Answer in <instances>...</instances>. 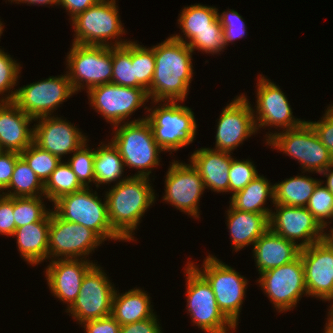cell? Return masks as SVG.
Masks as SVG:
<instances>
[{
  "instance_id": "3957f363",
  "label": "cell",
  "mask_w": 333,
  "mask_h": 333,
  "mask_svg": "<svg viewBox=\"0 0 333 333\" xmlns=\"http://www.w3.org/2000/svg\"><path fill=\"white\" fill-rule=\"evenodd\" d=\"M111 142L118 149L126 167L137 169L133 176L148 177L151 169L159 166V154L163 152L156 143L151 126L143 118L113 126Z\"/></svg>"
},
{
  "instance_id": "ac0fdd59",
  "label": "cell",
  "mask_w": 333,
  "mask_h": 333,
  "mask_svg": "<svg viewBox=\"0 0 333 333\" xmlns=\"http://www.w3.org/2000/svg\"><path fill=\"white\" fill-rule=\"evenodd\" d=\"M269 228L281 237L304 248L325 239V229L306 207L274 204ZM299 240H302L298 243Z\"/></svg>"
},
{
  "instance_id": "680465c9",
  "label": "cell",
  "mask_w": 333,
  "mask_h": 333,
  "mask_svg": "<svg viewBox=\"0 0 333 333\" xmlns=\"http://www.w3.org/2000/svg\"><path fill=\"white\" fill-rule=\"evenodd\" d=\"M3 26H4V25H3L2 22L0 21V38H1V35H2L3 31H4V30H3V29H4Z\"/></svg>"
},
{
  "instance_id": "e0dca14e",
  "label": "cell",
  "mask_w": 333,
  "mask_h": 333,
  "mask_svg": "<svg viewBox=\"0 0 333 333\" xmlns=\"http://www.w3.org/2000/svg\"><path fill=\"white\" fill-rule=\"evenodd\" d=\"M258 78L255 105L257 111H252L256 130L268 126L275 129L279 127V130L283 128L284 131L300 126L305 120L294 118L288 98L280 87L262 74Z\"/></svg>"
},
{
  "instance_id": "f35d334b",
  "label": "cell",
  "mask_w": 333,
  "mask_h": 333,
  "mask_svg": "<svg viewBox=\"0 0 333 333\" xmlns=\"http://www.w3.org/2000/svg\"><path fill=\"white\" fill-rule=\"evenodd\" d=\"M323 183L324 181H320L316 185L306 208L313 214L320 225L327 230V226L333 221V194L325 185H322ZM329 219L331 220L328 221Z\"/></svg>"
},
{
  "instance_id": "f546056e",
  "label": "cell",
  "mask_w": 333,
  "mask_h": 333,
  "mask_svg": "<svg viewBox=\"0 0 333 333\" xmlns=\"http://www.w3.org/2000/svg\"><path fill=\"white\" fill-rule=\"evenodd\" d=\"M268 198L274 203V185L259 174L244 189L232 195L229 203L234 209L265 214L270 218L272 210L264 206Z\"/></svg>"
},
{
  "instance_id": "9f6ffc18",
  "label": "cell",
  "mask_w": 333,
  "mask_h": 333,
  "mask_svg": "<svg viewBox=\"0 0 333 333\" xmlns=\"http://www.w3.org/2000/svg\"><path fill=\"white\" fill-rule=\"evenodd\" d=\"M324 328L325 332L323 333H333V324H331L328 320L326 321V325Z\"/></svg>"
},
{
  "instance_id": "4dcf8cb0",
  "label": "cell",
  "mask_w": 333,
  "mask_h": 333,
  "mask_svg": "<svg viewBox=\"0 0 333 333\" xmlns=\"http://www.w3.org/2000/svg\"><path fill=\"white\" fill-rule=\"evenodd\" d=\"M102 145V146H101ZM125 164L118 149L110 141L108 144L101 142L95 149L94 155V184L98 188L102 184H119L130 176L123 177Z\"/></svg>"
},
{
  "instance_id": "7402d4cb",
  "label": "cell",
  "mask_w": 333,
  "mask_h": 333,
  "mask_svg": "<svg viewBox=\"0 0 333 333\" xmlns=\"http://www.w3.org/2000/svg\"><path fill=\"white\" fill-rule=\"evenodd\" d=\"M45 269L49 290L67 304L68 310L80 292L84 275L95 264L86 259H55Z\"/></svg>"
},
{
  "instance_id": "74e56055",
  "label": "cell",
  "mask_w": 333,
  "mask_h": 333,
  "mask_svg": "<svg viewBox=\"0 0 333 333\" xmlns=\"http://www.w3.org/2000/svg\"><path fill=\"white\" fill-rule=\"evenodd\" d=\"M20 156L43 183L47 181L50 174L62 161L59 157L39 148L34 143L21 152Z\"/></svg>"
},
{
  "instance_id": "484cf974",
  "label": "cell",
  "mask_w": 333,
  "mask_h": 333,
  "mask_svg": "<svg viewBox=\"0 0 333 333\" xmlns=\"http://www.w3.org/2000/svg\"><path fill=\"white\" fill-rule=\"evenodd\" d=\"M226 212L227 228L236 252L246 246L254 245L256 240L269 229V218L265 214L240 211L231 205Z\"/></svg>"
},
{
  "instance_id": "6f0895ef",
  "label": "cell",
  "mask_w": 333,
  "mask_h": 333,
  "mask_svg": "<svg viewBox=\"0 0 333 333\" xmlns=\"http://www.w3.org/2000/svg\"><path fill=\"white\" fill-rule=\"evenodd\" d=\"M329 233H325V238L329 241V243L333 246V229L328 231Z\"/></svg>"
},
{
  "instance_id": "83f0119b",
  "label": "cell",
  "mask_w": 333,
  "mask_h": 333,
  "mask_svg": "<svg viewBox=\"0 0 333 333\" xmlns=\"http://www.w3.org/2000/svg\"><path fill=\"white\" fill-rule=\"evenodd\" d=\"M150 296L141 288L119 293L116 289L112 300L111 316L121 325L131 324L155 315Z\"/></svg>"
},
{
  "instance_id": "5bb4252c",
  "label": "cell",
  "mask_w": 333,
  "mask_h": 333,
  "mask_svg": "<svg viewBox=\"0 0 333 333\" xmlns=\"http://www.w3.org/2000/svg\"><path fill=\"white\" fill-rule=\"evenodd\" d=\"M115 292L102 267L94 264L84 275L79 295L72 306L66 310L80 324L112 313V300Z\"/></svg>"
},
{
  "instance_id": "44dd1931",
  "label": "cell",
  "mask_w": 333,
  "mask_h": 333,
  "mask_svg": "<svg viewBox=\"0 0 333 333\" xmlns=\"http://www.w3.org/2000/svg\"><path fill=\"white\" fill-rule=\"evenodd\" d=\"M33 143L52 155L62 157L71 154L88 142L77 126L58 116H43L35 119Z\"/></svg>"
},
{
  "instance_id": "9c48e42d",
  "label": "cell",
  "mask_w": 333,
  "mask_h": 333,
  "mask_svg": "<svg viewBox=\"0 0 333 333\" xmlns=\"http://www.w3.org/2000/svg\"><path fill=\"white\" fill-rule=\"evenodd\" d=\"M186 297L193 325L206 333H230L236 326L222 313L208 281L187 261Z\"/></svg>"
},
{
  "instance_id": "30bf717a",
  "label": "cell",
  "mask_w": 333,
  "mask_h": 333,
  "mask_svg": "<svg viewBox=\"0 0 333 333\" xmlns=\"http://www.w3.org/2000/svg\"><path fill=\"white\" fill-rule=\"evenodd\" d=\"M67 54L66 72L75 92L111 83L112 47L72 43Z\"/></svg>"
},
{
  "instance_id": "bcb514c9",
  "label": "cell",
  "mask_w": 333,
  "mask_h": 333,
  "mask_svg": "<svg viewBox=\"0 0 333 333\" xmlns=\"http://www.w3.org/2000/svg\"><path fill=\"white\" fill-rule=\"evenodd\" d=\"M20 157V153L13 151H1L0 153V192L9 185L16 160Z\"/></svg>"
},
{
  "instance_id": "1f68e13d",
  "label": "cell",
  "mask_w": 333,
  "mask_h": 333,
  "mask_svg": "<svg viewBox=\"0 0 333 333\" xmlns=\"http://www.w3.org/2000/svg\"><path fill=\"white\" fill-rule=\"evenodd\" d=\"M319 182L320 180L307 175H297L275 183L273 204L306 207Z\"/></svg>"
},
{
  "instance_id": "11a10c76",
  "label": "cell",
  "mask_w": 333,
  "mask_h": 333,
  "mask_svg": "<svg viewBox=\"0 0 333 333\" xmlns=\"http://www.w3.org/2000/svg\"><path fill=\"white\" fill-rule=\"evenodd\" d=\"M331 301V304H330V309H329V312H328V315H327V320L333 324V297L329 300V302Z\"/></svg>"
},
{
  "instance_id": "603a6c76",
  "label": "cell",
  "mask_w": 333,
  "mask_h": 333,
  "mask_svg": "<svg viewBox=\"0 0 333 333\" xmlns=\"http://www.w3.org/2000/svg\"><path fill=\"white\" fill-rule=\"evenodd\" d=\"M32 117L13 101L0 102V148L21 153L33 143L34 128H29Z\"/></svg>"
},
{
  "instance_id": "e575fe53",
  "label": "cell",
  "mask_w": 333,
  "mask_h": 333,
  "mask_svg": "<svg viewBox=\"0 0 333 333\" xmlns=\"http://www.w3.org/2000/svg\"><path fill=\"white\" fill-rule=\"evenodd\" d=\"M113 73L111 82L125 87L144 88L136 79L131 62V41L123 46H112Z\"/></svg>"
},
{
  "instance_id": "d6a6232c",
  "label": "cell",
  "mask_w": 333,
  "mask_h": 333,
  "mask_svg": "<svg viewBox=\"0 0 333 333\" xmlns=\"http://www.w3.org/2000/svg\"><path fill=\"white\" fill-rule=\"evenodd\" d=\"M2 192L7 197H36L44 196V183L20 156L16 160L9 185Z\"/></svg>"
},
{
  "instance_id": "6da1fadb",
  "label": "cell",
  "mask_w": 333,
  "mask_h": 333,
  "mask_svg": "<svg viewBox=\"0 0 333 333\" xmlns=\"http://www.w3.org/2000/svg\"><path fill=\"white\" fill-rule=\"evenodd\" d=\"M192 53L187 44L173 36L154 46L155 70L147 90L154 104L186 99L194 74Z\"/></svg>"
},
{
  "instance_id": "ab89813d",
  "label": "cell",
  "mask_w": 333,
  "mask_h": 333,
  "mask_svg": "<svg viewBox=\"0 0 333 333\" xmlns=\"http://www.w3.org/2000/svg\"><path fill=\"white\" fill-rule=\"evenodd\" d=\"M87 145V142L84 143L79 149L71 154V158L67 161V164L84 187H90V182L94 183L95 149H90Z\"/></svg>"
},
{
  "instance_id": "4fadbf2b",
  "label": "cell",
  "mask_w": 333,
  "mask_h": 333,
  "mask_svg": "<svg viewBox=\"0 0 333 333\" xmlns=\"http://www.w3.org/2000/svg\"><path fill=\"white\" fill-rule=\"evenodd\" d=\"M16 90L13 102L33 119L52 116L60 104L76 93L67 72L65 75L50 76Z\"/></svg>"
},
{
  "instance_id": "8fae6325",
  "label": "cell",
  "mask_w": 333,
  "mask_h": 333,
  "mask_svg": "<svg viewBox=\"0 0 333 333\" xmlns=\"http://www.w3.org/2000/svg\"><path fill=\"white\" fill-rule=\"evenodd\" d=\"M103 242L104 240L92 229L61 219L51 209L48 260L86 259L87 255L94 252Z\"/></svg>"
},
{
  "instance_id": "ba28073f",
  "label": "cell",
  "mask_w": 333,
  "mask_h": 333,
  "mask_svg": "<svg viewBox=\"0 0 333 333\" xmlns=\"http://www.w3.org/2000/svg\"><path fill=\"white\" fill-rule=\"evenodd\" d=\"M190 264L208 281L222 313L237 327L248 280L214 255H208L202 268Z\"/></svg>"
},
{
  "instance_id": "8992f818",
  "label": "cell",
  "mask_w": 333,
  "mask_h": 333,
  "mask_svg": "<svg viewBox=\"0 0 333 333\" xmlns=\"http://www.w3.org/2000/svg\"><path fill=\"white\" fill-rule=\"evenodd\" d=\"M116 0H100L72 19L74 44L123 46L129 40L121 36L125 29L121 23ZM121 38L120 40H116ZM116 38V39H115ZM115 41L112 42L111 40ZM110 41V42H109Z\"/></svg>"
},
{
  "instance_id": "7c38bea8",
  "label": "cell",
  "mask_w": 333,
  "mask_h": 333,
  "mask_svg": "<svg viewBox=\"0 0 333 333\" xmlns=\"http://www.w3.org/2000/svg\"><path fill=\"white\" fill-rule=\"evenodd\" d=\"M278 312L292 310L307 296L304 266L299 255L292 262L260 273L257 280Z\"/></svg>"
},
{
  "instance_id": "f5cc1de1",
  "label": "cell",
  "mask_w": 333,
  "mask_h": 333,
  "mask_svg": "<svg viewBox=\"0 0 333 333\" xmlns=\"http://www.w3.org/2000/svg\"><path fill=\"white\" fill-rule=\"evenodd\" d=\"M332 168H333V164L330 165L321 174L327 177L325 186L333 194V169Z\"/></svg>"
},
{
  "instance_id": "f907efd6",
  "label": "cell",
  "mask_w": 333,
  "mask_h": 333,
  "mask_svg": "<svg viewBox=\"0 0 333 333\" xmlns=\"http://www.w3.org/2000/svg\"><path fill=\"white\" fill-rule=\"evenodd\" d=\"M100 0H58V5L66 9L70 15V20L78 14L87 10L90 6L95 5Z\"/></svg>"
},
{
  "instance_id": "816d5d0a",
  "label": "cell",
  "mask_w": 333,
  "mask_h": 333,
  "mask_svg": "<svg viewBox=\"0 0 333 333\" xmlns=\"http://www.w3.org/2000/svg\"><path fill=\"white\" fill-rule=\"evenodd\" d=\"M11 1V3L15 2L17 4L20 3H27L28 4H33V5H50L53 6L54 5H58V0H8Z\"/></svg>"
},
{
  "instance_id": "7a4b0ae2",
  "label": "cell",
  "mask_w": 333,
  "mask_h": 333,
  "mask_svg": "<svg viewBox=\"0 0 333 333\" xmlns=\"http://www.w3.org/2000/svg\"><path fill=\"white\" fill-rule=\"evenodd\" d=\"M148 177L130 176L106 192L108 217L112 228L126 241H134L140 220L156 196Z\"/></svg>"
},
{
  "instance_id": "7dc6e473",
  "label": "cell",
  "mask_w": 333,
  "mask_h": 333,
  "mask_svg": "<svg viewBox=\"0 0 333 333\" xmlns=\"http://www.w3.org/2000/svg\"><path fill=\"white\" fill-rule=\"evenodd\" d=\"M80 325L85 329V333H120L121 329V325L111 315L89 320Z\"/></svg>"
},
{
  "instance_id": "60d3db41",
  "label": "cell",
  "mask_w": 333,
  "mask_h": 333,
  "mask_svg": "<svg viewBox=\"0 0 333 333\" xmlns=\"http://www.w3.org/2000/svg\"><path fill=\"white\" fill-rule=\"evenodd\" d=\"M10 56L0 49V94L3 96L6 93L5 96L0 97V102L14 100L17 90L12 91L11 89H15L14 87L17 86L16 83H18V77L21 73V65Z\"/></svg>"
},
{
  "instance_id": "4316f807",
  "label": "cell",
  "mask_w": 333,
  "mask_h": 333,
  "mask_svg": "<svg viewBox=\"0 0 333 333\" xmlns=\"http://www.w3.org/2000/svg\"><path fill=\"white\" fill-rule=\"evenodd\" d=\"M50 213L41 221L25 224L15 229L13 236L21 258L32 266L48 259Z\"/></svg>"
},
{
  "instance_id": "d4e9b609",
  "label": "cell",
  "mask_w": 333,
  "mask_h": 333,
  "mask_svg": "<svg viewBox=\"0 0 333 333\" xmlns=\"http://www.w3.org/2000/svg\"><path fill=\"white\" fill-rule=\"evenodd\" d=\"M300 249L294 242L269 228L253 245L252 253L258 274L292 262L299 256Z\"/></svg>"
},
{
  "instance_id": "b9f144b4",
  "label": "cell",
  "mask_w": 333,
  "mask_h": 333,
  "mask_svg": "<svg viewBox=\"0 0 333 333\" xmlns=\"http://www.w3.org/2000/svg\"><path fill=\"white\" fill-rule=\"evenodd\" d=\"M252 161L232 159L229 169V192L234 195L244 189L259 174Z\"/></svg>"
},
{
  "instance_id": "9a60e30c",
  "label": "cell",
  "mask_w": 333,
  "mask_h": 333,
  "mask_svg": "<svg viewBox=\"0 0 333 333\" xmlns=\"http://www.w3.org/2000/svg\"><path fill=\"white\" fill-rule=\"evenodd\" d=\"M86 92L93 109L112 126L125 123L124 121L149 99L145 88L125 87L112 82L93 87Z\"/></svg>"
},
{
  "instance_id": "ffe728a7",
  "label": "cell",
  "mask_w": 333,
  "mask_h": 333,
  "mask_svg": "<svg viewBox=\"0 0 333 333\" xmlns=\"http://www.w3.org/2000/svg\"><path fill=\"white\" fill-rule=\"evenodd\" d=\"M307 294L329 301L333 297V246L325 238L300 249Z\"/></svg>"
},
{
  "instance_id": "2e32d148",
  "label": "cell",
  "mask_w": 333,
  "mask_h": 333,
  "mask_svg": "<svg viewBox=\"0 0 333 333\" xmlns=\"http://www.w3.org/2000/svg\"><path fill=\"white\" fill-rule=\"evenodd\" d=\"M163 201L171 204L193 218H199V202L203 195L204 182L197 169L190 164L173 160L165 176Z\"/></svg>"
},
{
  "instance_id": "7bdbcfd3",
  "label": "cell",
  "mask_w": 333,
  "mask_h": 333,
  "mask_svg": "<svg viewBox=\"0 0 333 333\" xmlns=\"http://www.w3.org/2000/svg\"><path fill=\"white\" fill-rule=\"evenodd\" d=\"M189 48L194 52L200 50L201 52L209 54H218L224 51L226 45L224 41L223 31H205L199 32L190 41L186 43Z\"/></svg>"
},
{
  "instance_id": "836d02e7",
  "label": "cell",
  "mask_w": 333,
  "mask_h": 333,
  "mask_svg": "<svg viewBox=\"0 0 333 333\" xmlns=\"http://www.w3.org/2000/svg\"><path fill=\"white\" fill-rule=\"evenodd\" d=\"M83 188L84 186L79 182L76 174L67 162L62 160L44 183V196L48 201L54 203L61 197Z\"/></svg>"
},
{
  "instance_id": "f1b7e54d",
  "label": "cell",
  "mask_w": 333,
  "mask_h": 333,
  "mask_svg": "<svg viewBox=\"0 0 333 333\" xmlns=\"http://www.w3.org/2000/svg\"><path fill=\"white\" fill-rule=\"evenodd\" d=\"M179 14L178 24L182 30L183 36L174 34L175 39L187 43L199 32L205 31H223L220 20L218 18V8L212 6H205L201 4H194L185 6ZM187 39V40H186Z\"/></svg>"
},
{
  "instance_id": "d6986e66",
  "label": "cell",
  "mask_w": 333,
  "mask_h": 333,
  "mask_svg": "<svg viewBox=\"0 0 333 333\" xmlns=\"http://www.w3.org/2000/svg\"><path fill=\"white\" fill-rule=\"evenodd\" d=\"M231 101L219 116L215 136V150L229 153L257 133L253 108L246 95L241 94Z\"/></svg>"
},
{
  "instance_id": "db71d44e",
  "label": "cell",
  "mask_w": 333,
  "mask_h": 333,
  "mask_svg": "<svg viewBox=\"0 0 333 333\" xmlns=\"http://www.w3.org/2000/svg\"><path fill=\"white\" fill-rule=\"evenodd\" d=\"M324 116L333 123V105L327 107Z\"/></svg>"
},
{
  "instance_id": "5b68a950",
  "label": "cell",
  "mask_w": 333,
  "mask_h": 333,
  "mask_svg": "<svg viewBox=\"0 0 333 333\" xmlns=\"http://www.w3.org/2000/svg\"><path fill=\"white\" fill-rule=\"evenodd\" d=\"M266 144L297 160L304 169L302 173L315 172L321 175L333 164V156L321 143L316 131L308 121L300 126L266 134Z\"/></svg>"
},
{
  "instance_id": "681fc988",
  "label": "cell",
  "mask_w": 333,
  "mask_h": 333,
  "mask_svg": "<svg viewBox=\"0 0 333 333\" xmlns=\"http://www.w3.org/2000/svg\"><path fill=\"white\" fill-rule=\"evenodd\" d=\"M313 129L316 131L321 143L328 149L333 156V123L329 121L325 116L319 121H308Z\"/></svg>"
},
{
  "instance_id": "cb8c5ba5",
  "label": "cell",
  "mask_w": 333,
  "mask_h": 333,
  "mask_svg": "<svg viewBox=\"0 0 333 333\" xmlns=\"http://www.w3.org/2000/svg\"><path fill=\"white\" fill-rule=\"evenodd\" d=\"M190 159L205 188L218 193L229 192V169L233 159L231 153L201 147L193 152Z\"/></svg>"
},
{
  "instance_id": "ee69618b",
  "label": "cell",
  "mask_w": 333,
  "mask_h": 333,
  "mask_svg": "<svg viewBox=\"0 0 333 333\" xmlns=\"http://www.w3.org/2000/svg\"><path fill=\"white\" fill-rule=\"evenodd\" d=\"M218 18L221 26L223 27L224 41L227 46L230 42L239 40L245 36L246 25L243 17L235 10L229 9L223 11L221 14L218 12Z\"/></svg>"
},
{
  "instance_id": "c3c4849f",
  "label": "cell",
  "mask_w": 333,
  "mask_h": 333,
  "mask_svg": "<svg viewBox=\"0 0 333 333\" xmlns=\"http://www.w3.org/2000/svg\"><path fill=\"white\" fill-rule=\"evenodd\" d=\"M157 315L121 326L120 333H163Z\"/></svg>"
},
{
  "instance_id": "d590c367",
  "label": "cell",
  "mask_w": 333,
  "mask_h": 333,
  "mask_svg": "<svg viewBox=\"0 0 333 333\" xmlns=\"http://www.w3.org/2000/svg\"><path fill=\"white\" fill-rule=\"evenodd\" d=\"M42 197L45 198V196L13 197V218L16 228L41 221L51 212L43 204Z\"/></svg>"
},
{
  "instance_id": "8d00e7d4",
  "label": "cell",
  "mask_w": 333,
  "mask_h": 333,
  "mask_svg": "<svg viewBox=\"0 0 333 333\" xmlns=\"http://www.w3.org/2000/svg\"><path fill=\"white\" fill-rule=\"evenodd\" d=\"M131 62L134 65L135 79L148 90L155 70L154 46L147 48L137 41H131Z\"/></svg>"
},
{
  "instance_id": "f6af8a7d",
  "label": "cell",
  "mask_w": 333,
  "mask_h": 333,
  "mask_svg": "<svg viewBox=\"0 0 333 333\" xmlns=\"http://www.w3.org/2000/svg\"><path fill=\"white\" fill-rule=\"evenodd\" d=\"M15 229L13 197H7L0 193V234L13 236Z\"/></svg>"
},
{
  "instance_id": "52a82bcc",
  "label": "cell",
  "mask_w": 333,
  "mask_h": 333,
  "mask_svg": "<svg viewBox=\"0 0 333 333\" xmlns=\"http://www.w3.org/2000/svg\"><path fill=\"white\" fill-rule=\"evenodd\" d=\"M89 188L84 187L61 197L54 202L52 210L61 219L92 229L104 241L113 239L125 242L110 224L106 198L102 202L98 193H93Z\"/></svg>"
},
{
  "instance_id": "277c9868",
  "label": "cell",
  "mask_w": 333,
  "mask_h": 333,
  "mask_svg": "<svg viewBox=\"0 0 333 333\" xmlns=\"http://www.w3.org/2000/svg\"><path fill=\"white\" fill-rule=\"evenodd\" d=\"M162 102L157 107L144 106L150 113L145 115V119L151 126L156 143L164 152L172 154L193 143L198 125L191 108L178 104V101Z\"/></svg>"
}]
</instances>
